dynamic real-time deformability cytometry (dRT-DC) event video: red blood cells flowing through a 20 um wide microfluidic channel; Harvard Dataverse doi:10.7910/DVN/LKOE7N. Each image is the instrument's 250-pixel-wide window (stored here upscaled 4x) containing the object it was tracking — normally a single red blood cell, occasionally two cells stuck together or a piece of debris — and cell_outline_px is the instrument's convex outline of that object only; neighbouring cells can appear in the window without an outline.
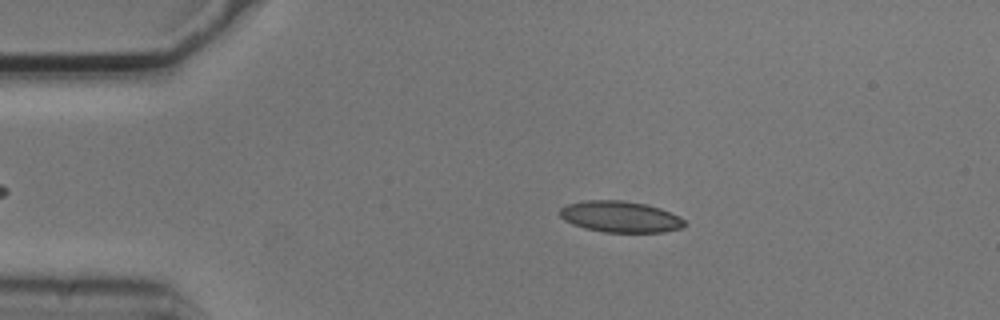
{"species": "common noctule bat (a hibernating species)", "species_latin": "Nyctalus noctula", "temperature_condition": "cold", "stored_images_in_passage": 5, "camera_frame_rate_fps": 3000, "um_per_image_px": 0.085, "animal": {"sex": "male", "body_mass_g": 20.5, "forearm_length_mm": 52.5}, "frame": {"image": 1, "passage_image": 3, "time_ms": 0.667, "image_size_px": [1000, 320], "cell_outline_px": [[688, 224], [680, 228], [664, 232], [604, 232], [584, 228], [572, 224], [564, 220], [560, 216], [560, 208], [568, 204], [584, 200], [620, 200], [644, 204], [660, 208], [680, 216]], "centroid_in_image_um": [52.73, 18.42], "position_along_channel_um": 32.3, "area_um2": 22.72}}
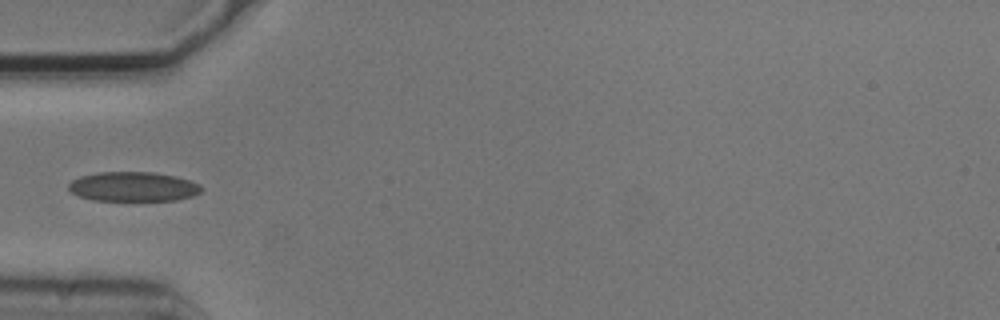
{"frame": {"image": 2, "passage_image": 5, "time_ms": 1.333, "image_size_px": [1000, 320], "cell_outline_px": [[204, 188], [200, 192], [192, 196], [176, 200], [92, 200], [80, 196], [72, 192], [68, 188], [68, 184], [72, 180], [80, 176], [96, 172], [152, 172], [176, 176], [200, 184]], "centroid_in_image_um": [11.32, 15.85], "position_along_channel_um": 73.7, "area_um2": 22.83}}